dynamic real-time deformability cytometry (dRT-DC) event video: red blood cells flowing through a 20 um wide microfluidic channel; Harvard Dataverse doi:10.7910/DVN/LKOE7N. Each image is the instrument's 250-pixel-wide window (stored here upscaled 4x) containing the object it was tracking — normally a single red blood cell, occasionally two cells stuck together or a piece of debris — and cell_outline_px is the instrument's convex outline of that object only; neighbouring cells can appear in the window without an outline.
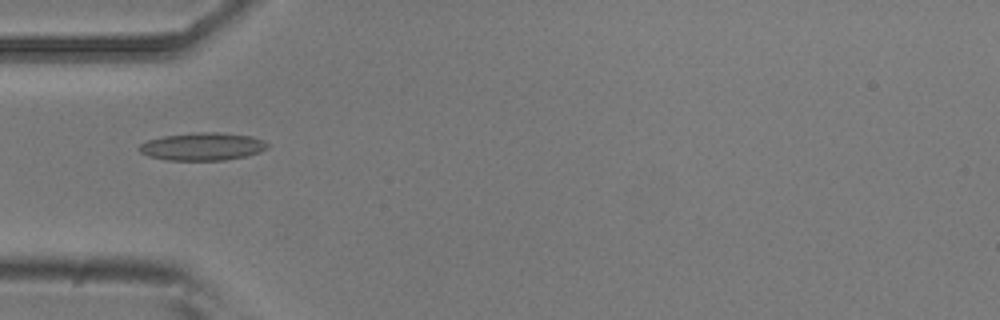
{"species": "common noctule bat (a hibernating species)", "species_latin": "Nyctalus noctula", "temperature_condition": "room temperature", "stored_images_in_passage": 6, "camera_frame_rate_fps": 3000, "um_per_image_px": 0.085, "animal": {"sex": "male", "body_mass_g": 20.5, "forearm_length_mm": 52.5}, "frame": {"image": 1, "passage_image": 4, "time_ms": 1.0, "image_size_px": [1000, 320], "cell_outline_px": [[268, 148], [260, 152], [248, 156], [224, 160], [168, 160], [148, 156], [140, 152], [136, 148], [140, 144], [148, 140], [164, 136], [196, 132], [220, 132], [252, 136], [264, 140], [268, 144]], "centroid_in_image_um": [17.23, 12.45], "position_along_channel_um": 67.8, "area_um2": 20.92}}
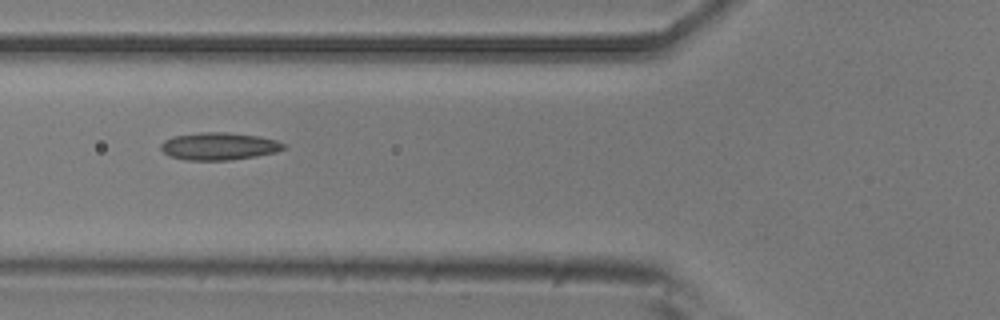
{"frame": {"image": 2, "passage_image": 5, "time_ms": 1.333, "image_size_px": [1000, 320], "cell_outline_px": [[288, 148], [276, 152], [256, 156], [228, 160], [188, 160], [168, 156], [160, 148], [160, 144], [164, 140], [172, 136], [200, 132], [228, 132], [260, 136], [276, 140], [284, 144]], "centroid_in_image_um": [18.61, 12.42], "position_along_channel_um": 107.2, "area_um2": 19.83}}
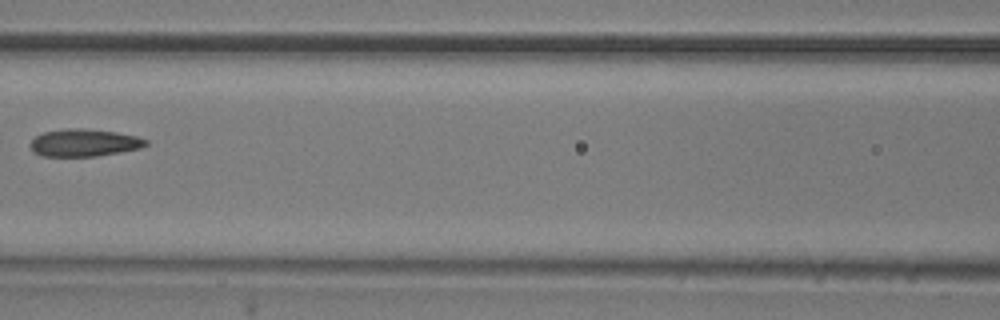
{"frame": {"image": 3, "passage_image": 6, "time_ms": 1.667, "image_size_px": [1000, 320], "cell_outline_px": [[148, 144], [140, 148], [120, 152], [96, 156], [40, 156], [28, 144], [36, 136], [44, 132], [64, 128], [84, 128], [116, 132], [136, 136], [148, 140]], "centroid_in_image_um": [7.15, 12.12], "position_along_channel_um": 159.4, "area_um2": 18.44}}